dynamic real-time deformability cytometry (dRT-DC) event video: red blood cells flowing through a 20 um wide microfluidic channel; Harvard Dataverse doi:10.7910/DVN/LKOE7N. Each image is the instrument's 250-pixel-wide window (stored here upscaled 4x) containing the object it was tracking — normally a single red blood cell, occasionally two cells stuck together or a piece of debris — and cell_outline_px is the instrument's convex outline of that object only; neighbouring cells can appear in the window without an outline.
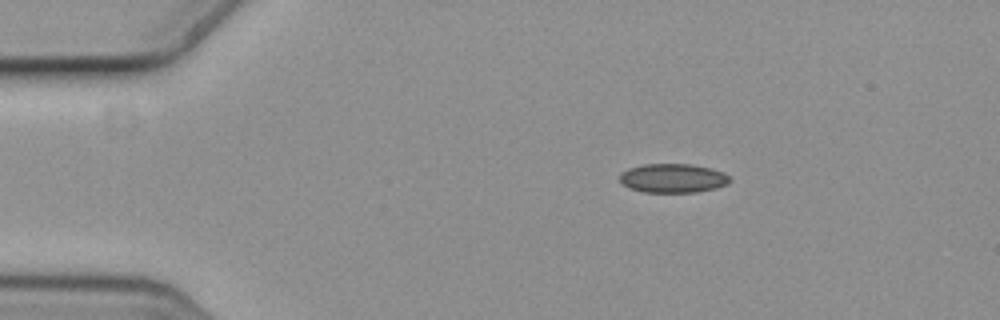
{"species": "common noctule bat (a hibernating species)", "species_latin": "Nyctalus noctula", "temperature_condition": "cold", "stored_images_in_passage": 3, "camera_frame_rate_fps": 3000, "um_per_image_px": 0.085, "animal": {"sex": "female", "body_mass_g": 19.3, "forearm_length_mm": 54.1}, "frame": {"image": 1, "passage_image": 1, "time_ms": 0.0, "image_size_px": [1000, 320], "cell_outline_px": [[732, 180], [728, 184], [716, 188], [696, 192], [644, 192], [632, 188], [624, 184], [620, 180], [620, 172], [628, 168], [644, 164], [688, 164], [708, 168], [724, 172]], "centroid_in_image_um": [57.21, 15.14], "position_along_channel_um": 27.8, "area_um2": 18.5}}
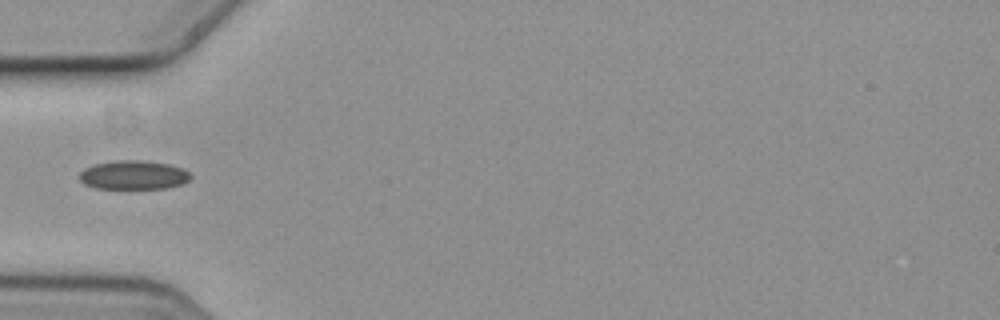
{"frame": {"image": 2, "passage_image": 3, "time_ms": 0.667, "image_size_px": [1000, 320], "cell_outline_px": [[192, 176], [188, 180], [180, 184], [164, 188], [96, 188], [84, 184], [80, 180], [80, 172], [84, 168], [96, 164], [116, 160], [144, 160], [168, 164], [184, 168]], "centroid_in_image_um": [11.34, 14.86], "position_along_channel_um": 73.7, "area_um2": 18.61}}